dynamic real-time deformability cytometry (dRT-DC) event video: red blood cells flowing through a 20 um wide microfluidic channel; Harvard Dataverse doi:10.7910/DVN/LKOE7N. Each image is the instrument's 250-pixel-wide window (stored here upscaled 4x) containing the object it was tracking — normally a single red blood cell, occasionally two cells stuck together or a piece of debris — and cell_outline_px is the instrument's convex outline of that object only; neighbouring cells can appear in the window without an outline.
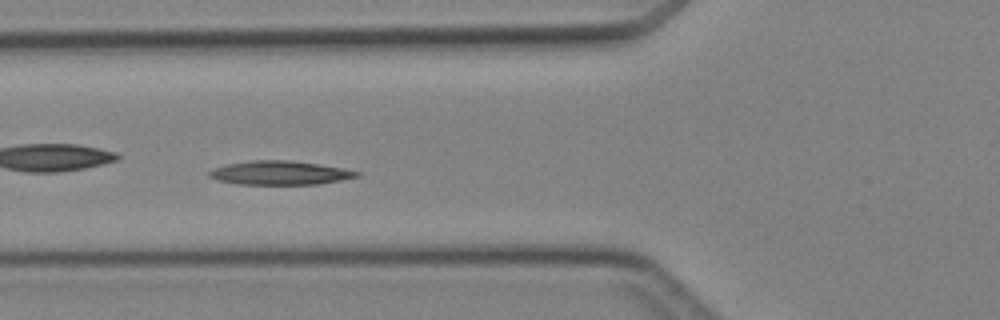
{"species": "Egyptian fruit bat (a non-hibernating species)", "species_latin": "Rousettus aegyptiacus", "temperature_condition": "cold", "stored_images_in_passage": 44, "camera_frame_rate_fps": 3000, "um_per_image_px": 0.085, "animal": {"sex": "female"}, "frame": {"image": 1, "passage_image": 14, "time_ms": 4.333, "image_size_px": [1000, 320], "cell_outline_px": [[360, 176], [320, 184], [236, 184], [216, 180], [208, 176], [208, 172], [212, 168], [228, 164], [252, 160], [288, 160], [320, 164], [360, 172]], "centroid_in_image_um": [23.74, 14.69], "position_along_channel_um": 102.1, "area_um2": 20.46}}
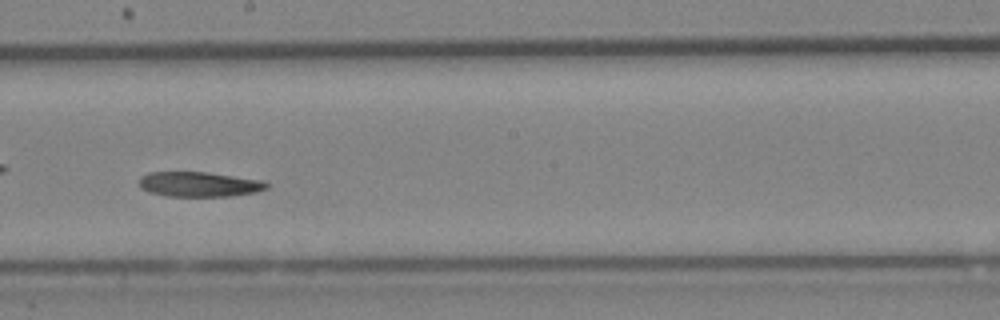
{"frame": {"image": 2, "passage_image": 23, "time_ms": 7.333, "image_size_px": [1000, 320], "cell_outline_px": [[268, 188], [256, 192], [232, 196], [168, 196], [148, 192], [140, 188], [140, 176], [148, 172], [208, 172], [264, 180], [268, 184]], "centroid_in_image_um": [16.94, 15.66], "position_along_channel_um": 231.3, "area_um2": 18.67}}
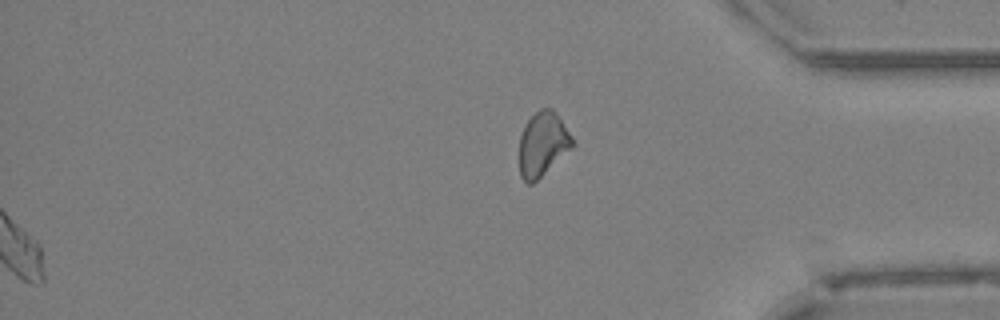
{"frame": {"image": 3, "passage_image": 44, "time_ms": 14.333, "image_size_px": [1000, 320], "cell_outline_px": [[576, 144], [572, 148], [532, 184], [528, 184], [520, 176], [520, 136], [528, 120], [540, 108], [552, 108], [556, 112], [572, 136]], "centroid_in_image_um": [46.15, 12.24], "position_along_channel_um": 389.0, "area_um2": 19.71}}